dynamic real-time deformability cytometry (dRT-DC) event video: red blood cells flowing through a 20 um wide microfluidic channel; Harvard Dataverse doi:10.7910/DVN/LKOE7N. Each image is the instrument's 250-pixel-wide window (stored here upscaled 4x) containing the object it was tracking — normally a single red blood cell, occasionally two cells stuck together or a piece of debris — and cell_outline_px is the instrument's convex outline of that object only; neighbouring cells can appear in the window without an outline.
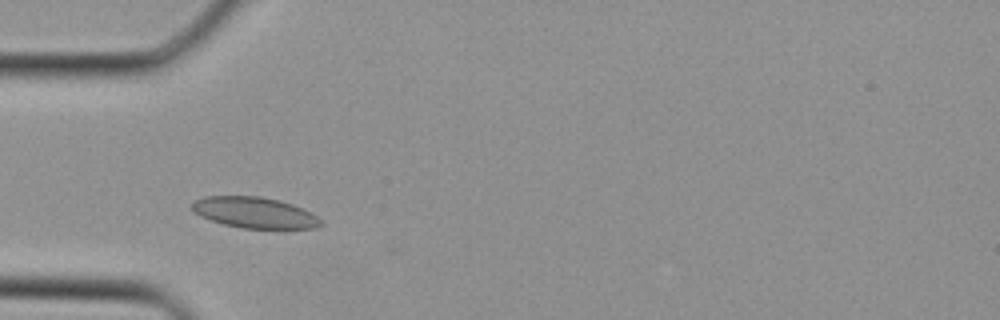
{"species": "Egyptian fruit bat (a non-hibernating species)", "species_latin": "Rousettus aegyptiacus", "temperature_condition": "cold", "stored_images_in_passage": 29, "camera_frame_rate_fps": 3000, "um_per_image_px": 0.085, "animal": {"sex": "female"}, "frame": {"image": 1, "passage_image": 4, "time_ms": 1.0, "image_size_px": [1000, 320], "cell_outline_px": [[324, 224], [312, 228], [280, 232], [240, 228], [224, 224], [200, 216], [192, 208], [192, 200], [204, 196], [260, 196], [280, 200], [292, 204], [316, 216]], "centroid_in_image_um": [21.68, 18.12], "position_along_channel_um": 63.3, "area_um2": 24.04}}
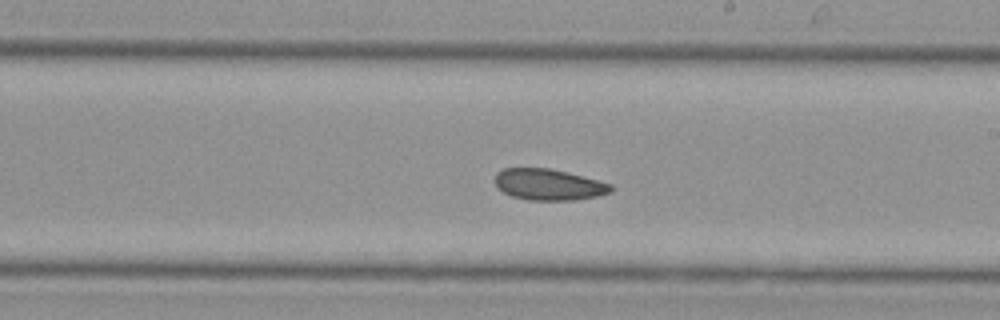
{"frame": {"image": 2, "passage_image": 14, "time_ms": 4.333, "image_size_px": [1000, 320], "cell_outline_px": [[612, 192], [596, 196], [572, 200], [528, 200], [512, 196], [496, 188], [496, 172], [504, 168], [552, 168], [568, 172], [612, 184]], "centroid_in_image_um": [46.63, 15.68], "position_along_channel_um": 242.4, "area_um2": 21.1}}
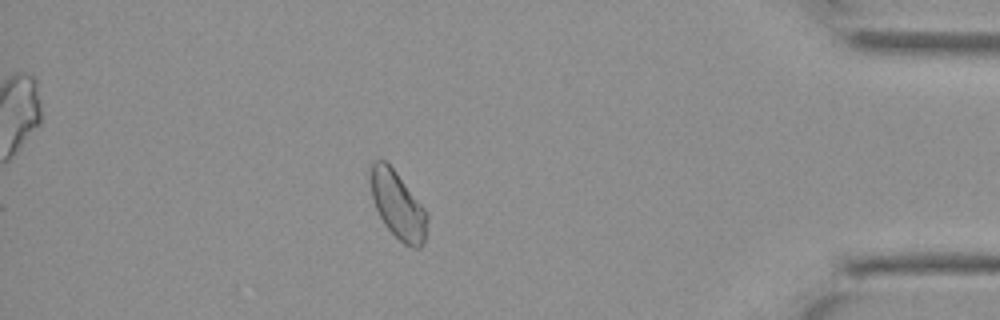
{"frame": {"image": 3, "passage_image": 25, "time_ms": 8.0, "image_size_px": [1000, 320], "cell_outline_px": [[428, 220], [424, 244], [420, 248], [416, 248], [404, 244], [384, 224], [376, 208], [372, 196], [368, 176], [368, 168], [376, 160], [384, 160], [396, 172], [428, 212]], "centroid_in_image_um": [33.81, 17.42], "position_along_channel_um": 401.4, "area_um2": 22.31}}